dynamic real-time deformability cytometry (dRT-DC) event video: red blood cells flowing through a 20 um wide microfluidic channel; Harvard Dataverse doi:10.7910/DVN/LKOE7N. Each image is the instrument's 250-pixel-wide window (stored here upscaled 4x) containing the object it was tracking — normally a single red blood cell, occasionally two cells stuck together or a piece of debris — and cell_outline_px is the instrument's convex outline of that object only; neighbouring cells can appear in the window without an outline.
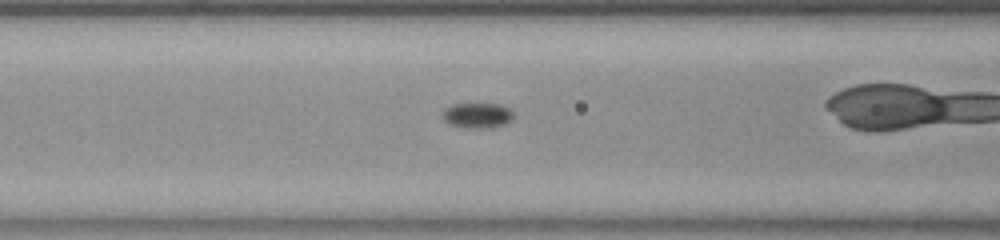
{"species": "common noctule bat (a hibernating species)", "species_latin": "Nyctalus noctula", "temperature_condition": "room temperature", "stored_images_in_passage": 55, "camera_frame_rate_fps": 3000, "um_per_image_px": 0.085, "animal": {"sex": "female", "body_mass_g": 23.0, "forearm_length_mm": 53.4}, "frame": {"image": 1, "passage_image": 22, "time_ms": 7.0, "image_size_px": [1000, 240], "cell_outline_px": [[512, 120], [504, 124], [492, 128], [468, 128], [452, 124], [444, 120], [444, 108], [452, 104], [496, 104], [508, 108], [512, 112]], "centroid_in_image_um": [40.58, 9.81], "position_along_channel_um": 126.0, "area_um2": 10.23}}
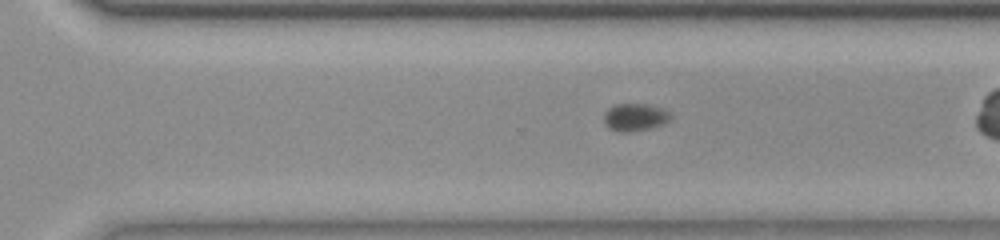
{"frame": {"image": 2, "passage_image": 37, "time_ms": 12.0, "image_size_px": [1000, 240], "cell_outline_px": [[672, 116], [664, 124], [632, 132], [620, 132], [608, 128], [604, 120], [604, 112], [608, 108], [616, 104], [648, 104], [664, 108]], "centroid_in_image_um": [53.96, 9.95], "position_along_channel_um": 316.6, "area_um2": 10.75}}
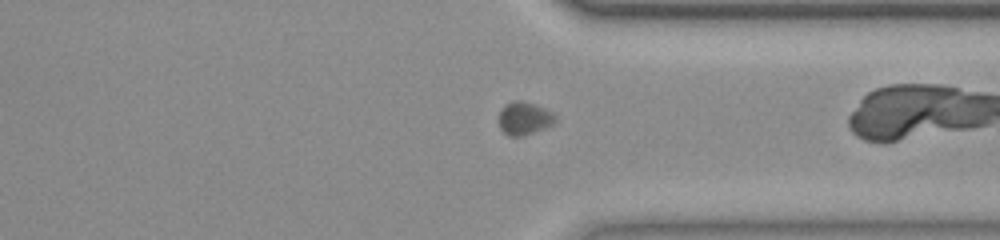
{"frame": {"image": 3, "passage_image": 41, "time_ms": 13.333, "image_size_px": [1000, 240], "cell_outline_px": [[556, 120], [552, 124], [544, 128], [520, 136], [508, 136], [500, 128], [500, 112], [504, 104], [516, 100], [520, 100], [544, 108], [552, 112], [556, 116]], "centroid_in_image_um": [44.56, 10.05], "position_along_channel_um": 366.8, "area_um2": 10.58}}